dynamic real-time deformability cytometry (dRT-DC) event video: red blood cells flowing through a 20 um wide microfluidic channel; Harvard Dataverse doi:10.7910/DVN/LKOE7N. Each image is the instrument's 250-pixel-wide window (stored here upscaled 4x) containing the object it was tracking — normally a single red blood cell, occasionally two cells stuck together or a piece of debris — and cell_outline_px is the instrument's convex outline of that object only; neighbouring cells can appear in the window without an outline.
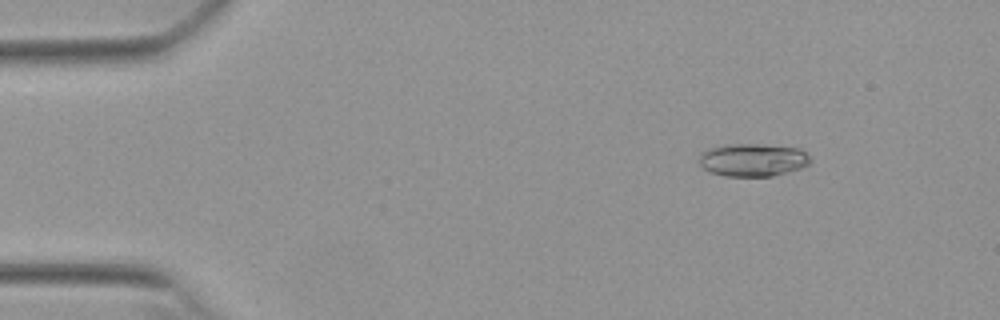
{"species": "Egyptian fruit bat (a non-hibernating species)", "species_latin": "Rousettus aegyptiacus", "temperature_condition": "warm", "stored_images_in_passage": 48, "camera_frame_rate_fps": 3000, "um_per_image_px": 0.085, "animal": {"sex": "female"}, "frame": {"image": 1, "passage_image": 2, "time_ms": 0.333, "image_size_px": [1000, 320], "cell_outline_px": [[812, 160], [808, 164], [800, 168], [788, 172], [772, 176], [724, 176], [708, 172], [700, 164], [700, 152], [724, 144], [764, 144], [800, 148]], "centroid_in_image_um": [63.98, 13.59], "position_along_channel_um": 21.0, "area_um2": 21.39}}
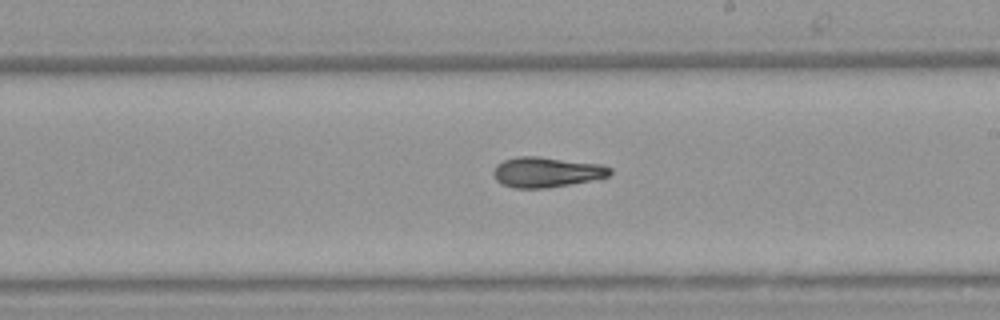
{"frame": {"image": 2, "passage_image": 26, "time_ms": 8.333, "image_size_px": [1000, 320], "cell_outline_px": [[612, 172], [608, 176], [600, 180], [548, 188], [512, 188], [500, 184], [496, 180], [492, 172], [496, 164], [504, 160], [516, 156], [540, 156], [604, 164], [612, 168]], "centroid_in_image_um": [46.5, 14.63], "position_along_channel_um": 242.5, "area_um2": 21.27}}
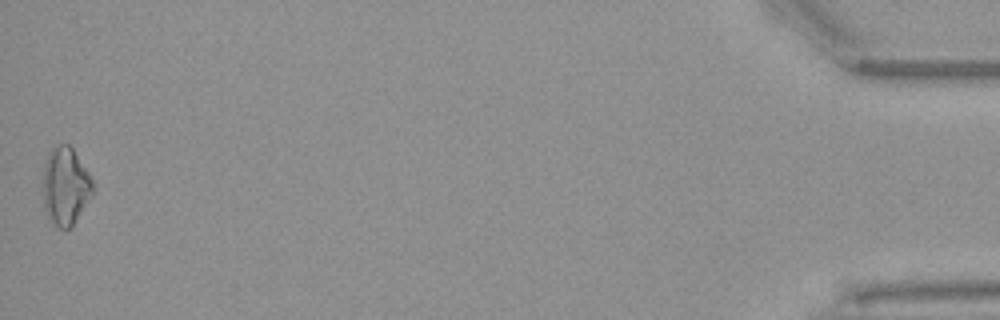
{"frame": {"image": 3, "passage_image": 48, "time_ms": 15.667, "image_size_px": [1000, 320], "cell_outline_px": [[96, 188], [92, 196], [72, 224], [68, 228], [60, 228], [48, 220], [44, 208], [44, 164], [48, 152], [52, 148], [60, 144], [68, 144], [72, 148], [88, 172]], "centroid_in_image_um": [5.57, 15.81], "position_along_channel_um": 429.6, "area_um2": 22.43}, "authors_computed_cell_mechanics": {"area_um2": 20.2878, "velocity_mm_per_s": 3.8643, "shape_relaxation_time_tau1_ms": null, "shape_relaxation_time_tau2_ms": 6.8096, "deformation_change_tau1": null, "deformation_change_tau2": 0.1602}}